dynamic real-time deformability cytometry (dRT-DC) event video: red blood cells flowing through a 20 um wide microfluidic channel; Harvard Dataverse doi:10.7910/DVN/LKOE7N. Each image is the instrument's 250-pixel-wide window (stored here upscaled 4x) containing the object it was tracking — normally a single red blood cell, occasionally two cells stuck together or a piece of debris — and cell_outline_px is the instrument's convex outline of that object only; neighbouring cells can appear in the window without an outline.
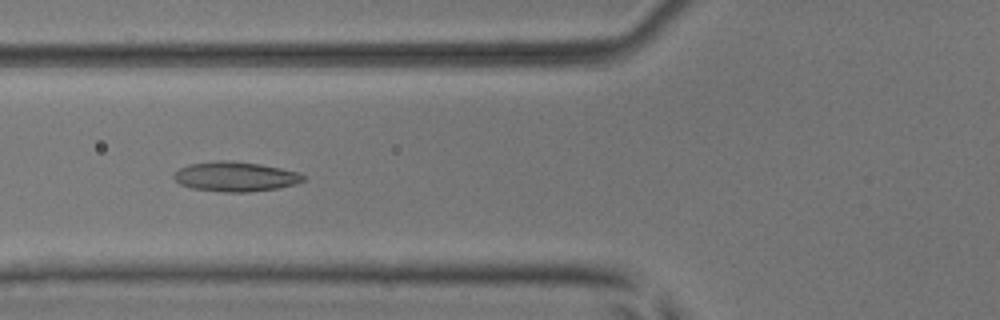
{"species": "common noctule bat (a hibernating species)", "species_latin": "Nyctalus noctula", "temperature_condition": "room temperature", "stored_images_in_passage": 38, "camera_frame_rate_fps": 3000, "um_per_image_px": 0.085, "animal": {"sex": "male", "body_mass_g": 17.9, "forearm_length_mm": 54.2}, "frame": {"image": 1, "passage_image": 5, "time_ms": 1.333, "image_size_px": [1000, 320], "cell_outline_px": [[304, 180], [296, 184], [280, 188], [248, 192], [224, 192], [192, 188], [180, 184], [172, 176], [180, 168], [188, 164], [216, 160], [228, 160], [260, 164], [280, 168], [296, 172], [304, 176]], "centroid_in_image_um": [19.99, 15.01], "position_along_channel_um": 105.8, "area_um2": 22.37}}
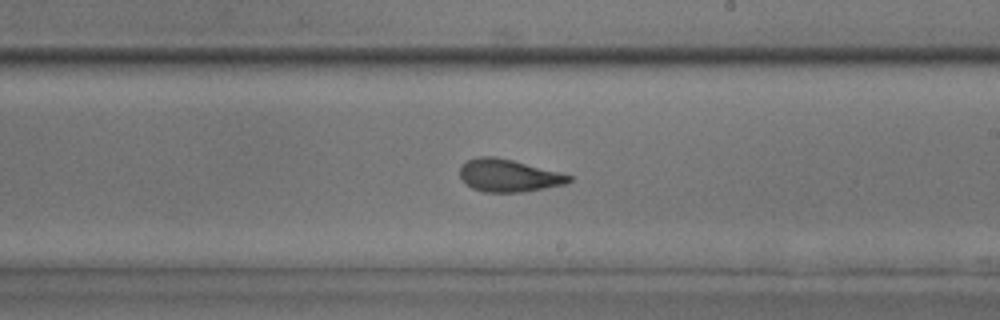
{"frame": {"image": 2, "passage_image": 16, "time_ms": 5.0, "image_size_px": [1000, 320], "cell_outline_px": [[572, 180], [564, 184], [524, 192], [484, 192], [472, 188], [460, 176], [460, 168], [468, 160], [476, 156], [496, 156], [560, 172], [572, 176]], "centroid_in_image_um": [43.23, 14.92], "position_along_channel_um": 245.8, "area_um2": 20.52}}
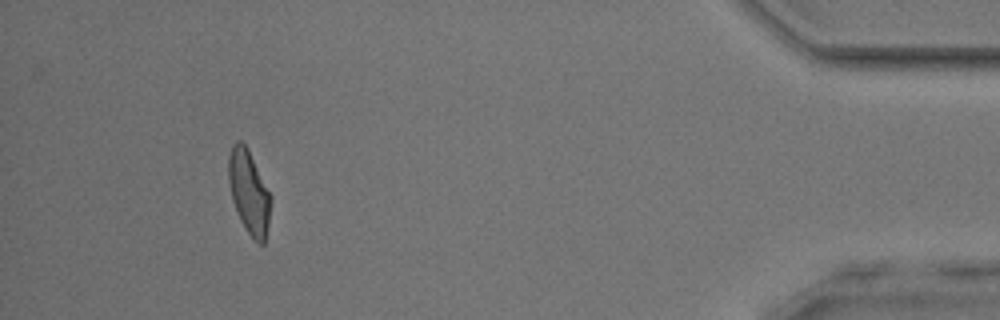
{"frame": {"image": 3, "passage_image": 34, "time_ms": 11.0, "image_size_px": [1000, 320], "cell_outline_px": [[272, 200], [268, 224], [264, 244], [260, 244], [248, 232], [240, 220], [232, 200], [228, 180], [228, 156], [232, 144], [236, 140], [240, 140], [248, 148], [272, 196]], "centroid_in_image_um": [21.16, 16.28], "position_along_channel_um": 414.0, "area_um2": 20.63}, "authors_computed_cell_mechanics": {"area_um2": 20.6635, "velocity_mm_per_s": 3.8287, "shape_relaxation_time_tau1_ms": 4.451, "shape_relaxation_time_tau2_ms": 1.8805, "deformation_change_tau1": 0.1409, "deformation_change_tau2": 0.0998}}